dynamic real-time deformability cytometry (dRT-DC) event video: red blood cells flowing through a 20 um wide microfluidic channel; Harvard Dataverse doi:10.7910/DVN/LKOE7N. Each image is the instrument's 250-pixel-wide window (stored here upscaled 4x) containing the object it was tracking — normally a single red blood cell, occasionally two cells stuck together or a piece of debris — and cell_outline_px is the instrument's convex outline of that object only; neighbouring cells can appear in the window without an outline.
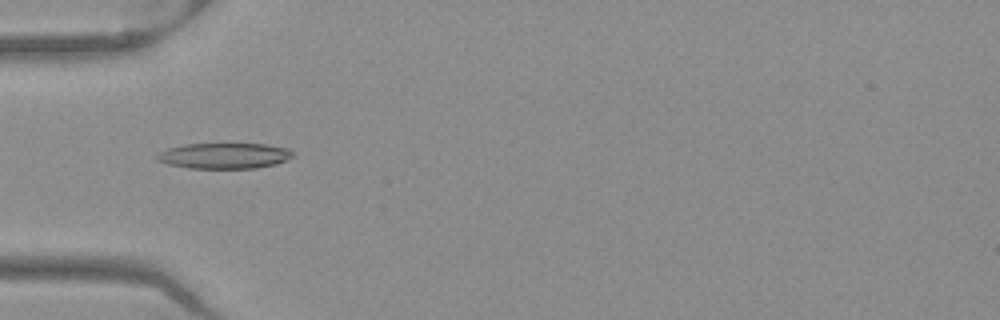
{"species": "Egyptian fruit bat (a non-hibernating species)", "species_latin": "Rousettus aegyptiacus", "temperature_condition": "warm", "stored_images_in_passage": 52, "camera_frame_rate_fps": 3000, "um_per_image_px": 0.085, "frame": {"image": 1, "passage_image": 17, "time_ms": 5.333, "image_size_px": [1000, 320], "cell_outline_px": [[292, 156], [276, 164], [256, 168], [188, 168], [168, 164], [156, 160], [156, 152], [168, 148], [184, 144], [268, 144], [288, 148], [292, 152]], "centroid_in_image_um": [19.01, 13.23], "position_along_channel_um": 66.0, "area_um2": 20.35}}
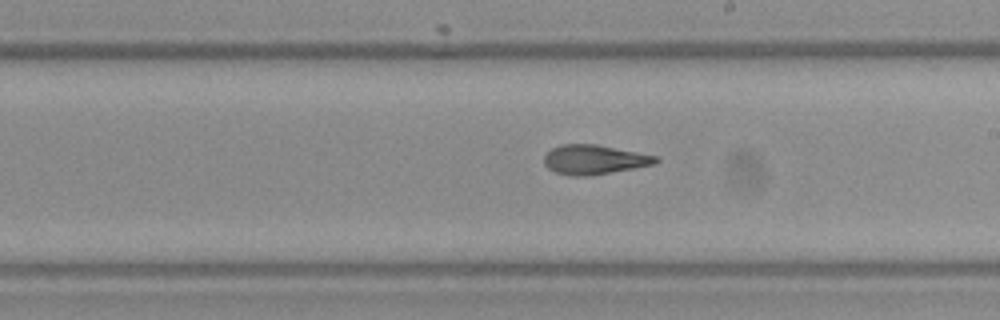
{"frame": {"image": 2, "passage_image": 30, "time_ms": 9.667, "image_size_px": [1000, 320], "cell_outline_px": [[660, 160], [656, 164], [592, 176], [568, 176], [556, 172], [548, 168], [544, 164], [544, 156], [552, 148], [560, 144], [596, 144], [660, 156]], "centroid_in_image_um": [50.54, 13.57], "position_along_channel_um": 238.5, "area_um2": 19.48}}
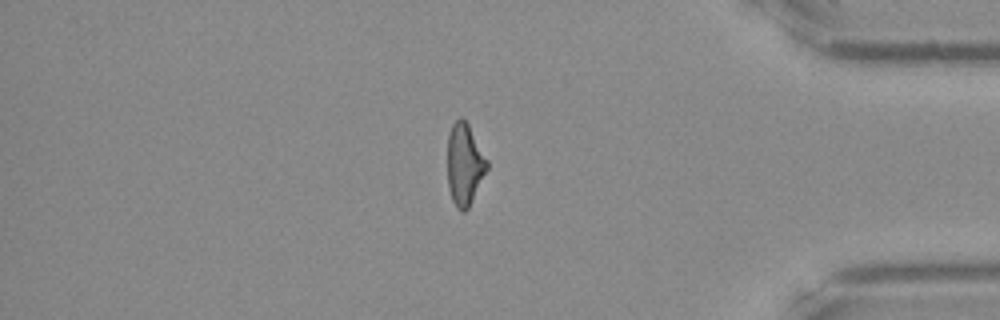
{"frame": {"image": 3, "passage_image": 44, "time_ms": 14.333, "image_size_px": [1000, 320], "cell_outline_px": [[488, 168], [468, 208], [464, 212], [460, 212], [456, 208], [452, 200], [448, 188], [448, 136], [452, 124], [460, 116], [468, 124], [488, 160]], "centroid_in_image_um": [39.48, 13.99], "position_along_channel_um": 395.7, "area_um2": 18.79}, "authors_computed_cell_mechanics": {"area_um2": 19.6809, "velocity_mm_per_s": 3.9795, "shape_relaxation_time_tau1_ms": null, "shape_relaxation_time_tau2_ms": 2.0404, "deformation_change_tau1": null, "deformation_change_tau2": 0.1114}}